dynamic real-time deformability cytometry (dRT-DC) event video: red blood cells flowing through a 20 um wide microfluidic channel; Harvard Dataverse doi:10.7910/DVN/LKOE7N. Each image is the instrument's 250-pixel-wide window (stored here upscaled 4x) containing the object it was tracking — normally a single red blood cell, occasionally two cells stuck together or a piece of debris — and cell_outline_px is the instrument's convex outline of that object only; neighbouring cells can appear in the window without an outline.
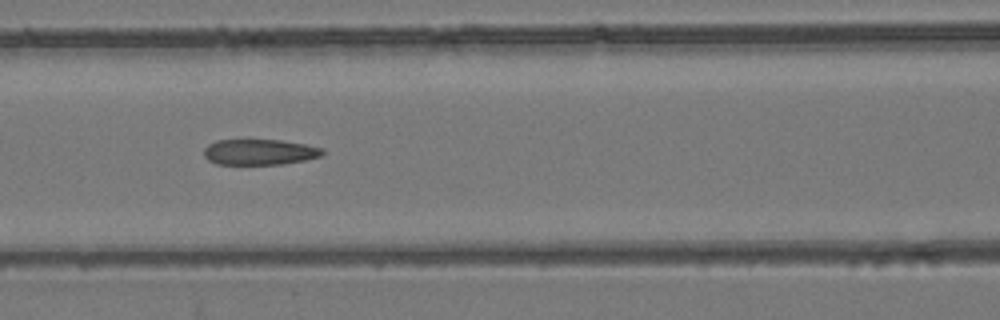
{"species": "common noctule bat (a hibernating species)", "species_latin": "Nyctalus noctula", "temperature_condition": "room temperature", "stored_images_in_passage": 8, "camera_frame_rate_fps": 3000, "um_per_image_px": 0.085, "animal": {"sex": "female", "body_mass_g": 24.6, "forearm_length_mm": 56.2}, "frame": {"image": 1, "passage_image": 6, "time_ms": 1.667, "image_size_px": [1000, 320], "cell_outline_px": [[324, 152], [320, 156], [304, 160], [280, 164], [216, 164], [208, 160], [204, 156], [204, 148], [208, 144], [216, 140], [280, 140], [304, 144], [324, 148]], "centroid_in_image_um": [22.03, 12.92], "position_along_channel_um": 144.6, "area_um2": 17.69}}
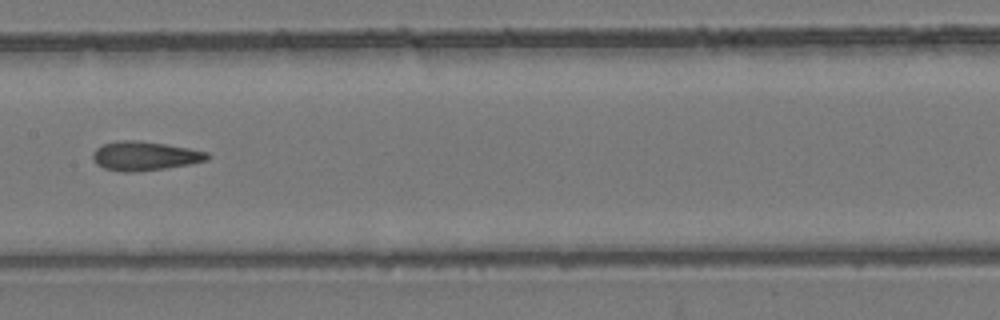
{"frame": {"image": 2, "passage_image": 7, "time_ms": 2.0, "image_size_px": [1000, 320], "cell_outline_px": [[212, 156], [208, 160], [188, 164], [164, 168], [136, 172], [124, 172], [104, 168], [96, 164], [92, 160], [92, 152], [96, 148], [104, 144], [116, 140], [140, 140], [188, 148], [208, 152]], "centroid_in_image_um": [12.28, 13.25], "position_along_channel_um": 195.1, "area_um2": 19.48}}
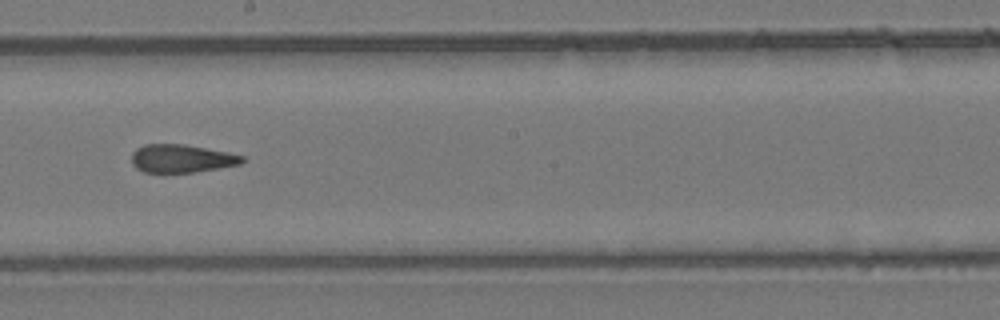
{"frame": {"image": 3, "passage_image": 8, "time_ms": 2.333, "image_size_px": [1000, 320], "cell_outline_px": [[244, 160], [240, 164], [192, 172], [144, 172], [136, 168], [132, 164], [132, 152], [136, 148], [144, 144], [184, 144], [228, 152], [244, 156]], "centroid_in_image_um": [15.4, 13.46], "position_along_channel_um": 232.8, "area_um2": 17.98}}